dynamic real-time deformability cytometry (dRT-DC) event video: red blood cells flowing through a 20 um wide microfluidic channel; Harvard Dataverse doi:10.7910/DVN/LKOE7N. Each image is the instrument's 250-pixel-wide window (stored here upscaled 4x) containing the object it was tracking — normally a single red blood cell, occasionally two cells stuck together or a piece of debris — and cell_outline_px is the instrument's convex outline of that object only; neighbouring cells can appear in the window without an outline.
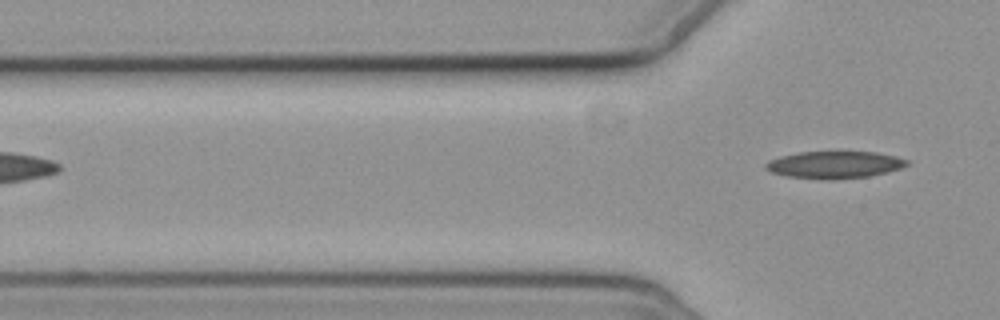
{"species": "common noctule bat (a hibernating species)", "species_latin": "Nyctalus noctula", "temperature_condition": "cold", "stored_images_in_passage": 3, "camera_frame_rate_fps": 3000, "um_per_image_px": 0.085, "animal": {"sex": "female", "body_mass_g": 19.3, "forearm_length_mm": 54.1}, "frame": {"image": 1, "passage_image": 3, "time_ms": 3.333, "image_size_px": [1000, 320], "cell_outline_px": [[908, 164], [900, 168], [888, 172], [868, 176], [828, 180], [824, 180], [788, 176], [772, 172], [764, 168], [764, 164], [768, 160], [780, 156], [800, 152], [876, 152], [896, 156], [908, 160]], "centroid_in_image_um": [70.91, 14.0], "position_along_channel_um": 54.9, "area_um2": 22.31}}